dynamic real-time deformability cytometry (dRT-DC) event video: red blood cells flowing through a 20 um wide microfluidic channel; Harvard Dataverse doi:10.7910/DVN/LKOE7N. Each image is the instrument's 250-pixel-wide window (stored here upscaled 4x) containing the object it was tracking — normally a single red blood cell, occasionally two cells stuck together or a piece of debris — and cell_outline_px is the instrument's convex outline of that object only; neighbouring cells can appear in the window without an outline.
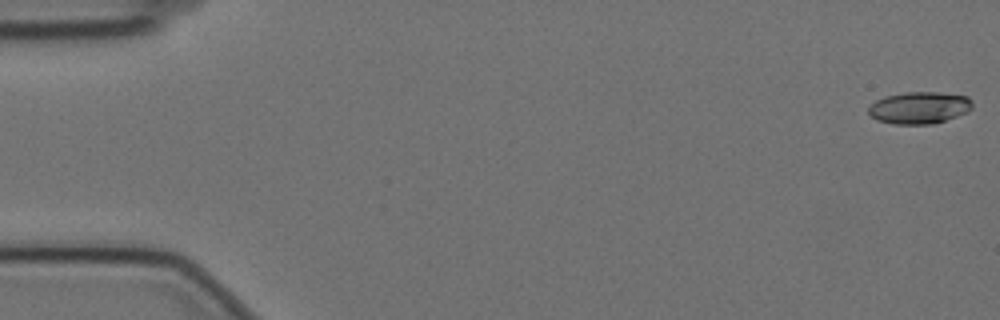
{"species": "Egyptian fruit bat (a non-hibernating species)", "species_latin": "Rousettus aegyptiacus", "temperature_condition": "cold", "stored_images_in_passage": 58, "camera_frame_rate_fps": 3000, "um_per_image_px": 0.085, "animal": {"sex": "female"}, "frame": {"image": 1, "passage_image": 1, "time_ms": 0.0, "image_size_px": [1000, 320], "cell_outline_px": [[972, 108], [968, 112], [932, 124], [892, 124], [876, 120], [868, 112], [868, 108], [876, 100], [884, 96], [904, 92], [940, 92], [968, 96], [972, 100]], "centroid_in_image_um": [78.14, 9.15], "position_along_channel_um": 6.9, "area_um2": 19.48}}
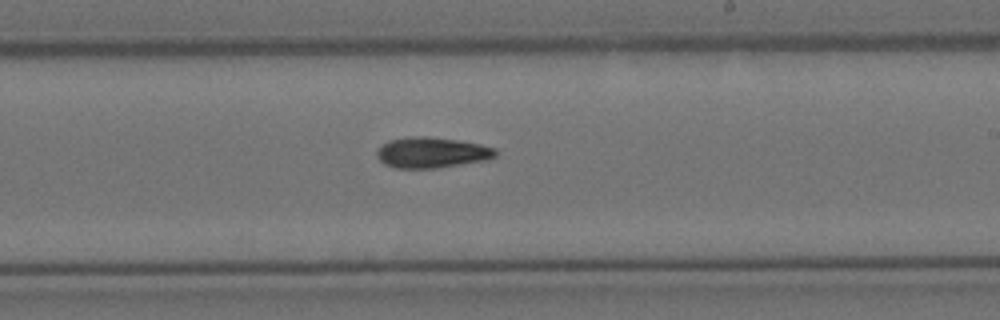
{"frame": {"image": 2, "passage_image": 34, "time_ms": 11.0, "image_size_px": [1000, 320], "cell_outline_px": [[496, 156], [484, 160], [436, 168], [392, 168], [384, 164], [376, 156], [376, 152], [388, 140], [412, 136], [428, 136], [456, 140], [480, 144], [496, 148]], "centroid_in_image_um": [36.67, 12.96], "position_along_channel_um": 252.3, "area_um2": 21.1}}
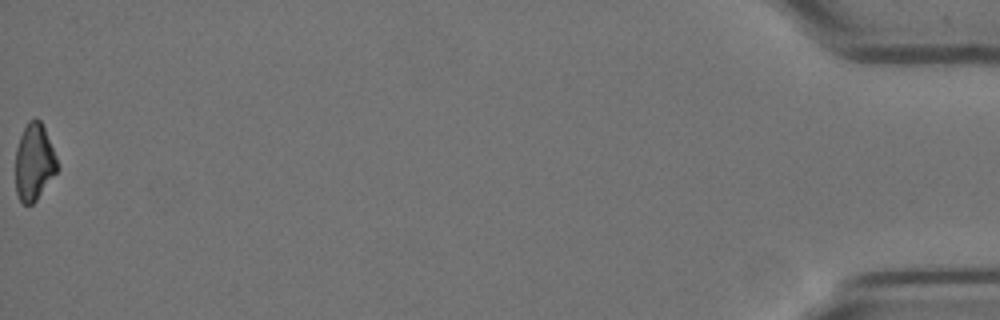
{"frame": {"image": 3, "passage_image": 58, "time_ms": 19.0, "image_size_px": [1000, 320], "cell_outline_px": [[56, 172], [36, 200], [32, 204], [24, 204], [20, 200], [16, 192], [16, 148], [20, 136], [28, 120], [36, 116], [40, 120], [44, 128], [56, 156]], "centroid_in_image_um": [2.88, 13.75], "position_along_channel_um": 432.3, "area_um2": 18.38}}